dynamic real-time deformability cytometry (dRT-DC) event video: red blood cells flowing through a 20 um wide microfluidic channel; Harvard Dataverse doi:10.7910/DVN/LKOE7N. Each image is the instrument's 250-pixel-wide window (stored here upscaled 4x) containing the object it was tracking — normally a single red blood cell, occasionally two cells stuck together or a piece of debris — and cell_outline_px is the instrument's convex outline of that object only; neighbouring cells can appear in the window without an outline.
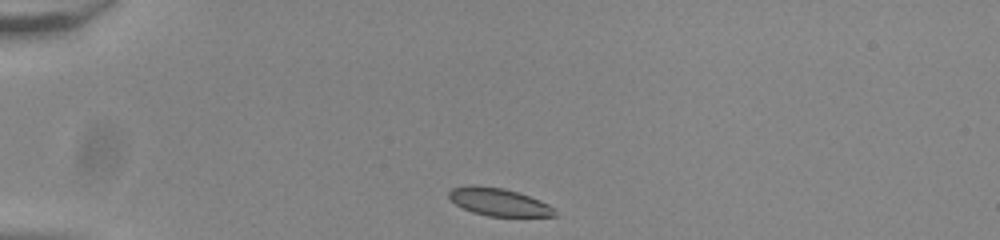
{"species": "common noctule bat (a hibernating species)", "species_latin": "Nyctalus noctula", "temperature_condition": "room temperature", "stored_images_in_passage": 36, "camera_frame_rate_fps": 3000, "um_per_image_px": 0.085, "animal": {"sex": "male", "body_mass_g": 20.0, "forearm_length_mm": 53.3}, "frame": {"image": 1, "passage_image": 1, "time_ms": 0.0, "image_size_px": [1000, 240], "cell_outline_px": [[556, 216], [488, 216], [472, 212], [456, 204], [448, 196], [448, 192], [452, 188], [472, 184], [504, 188], [540, 200], [548, 204], [556, 212]], "centroid_in_image_um": [42.37, 17.16], "position_along_channel_um": 42.6, "area_um2": 16.94}}
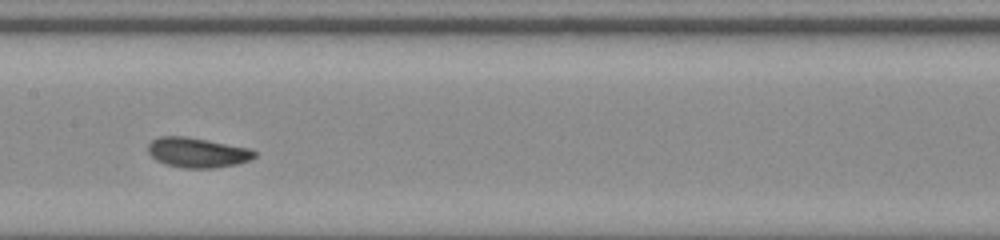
{"frame": {"image": 2, "passage_image": 16, "time_ms": 5.0, "image_size_px": [1000, 240], "cell_outline_px": [[256, 156], [252, 160], [236, 164], [216, 168], [184, 168], [164, 164], [156, 160], [148, 152], [148, 144], [152, 140], [160, 136], [184, 136], [208, 140], [252, 148], [256, 152]], "centroid_in_image_um": [16.81, 12.97], "position_along_channel_um": 190.6, "area_um2": 18.79}}
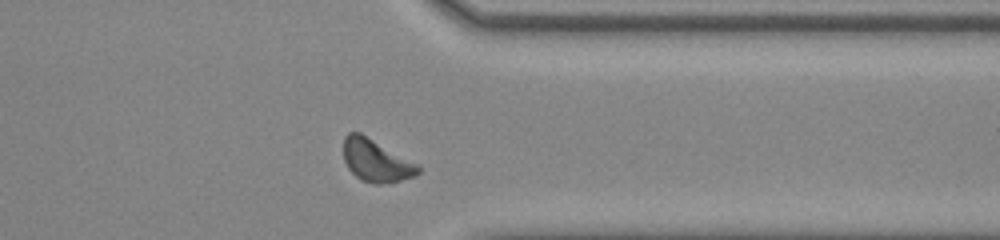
{"frame": {"image": 3, "passage_image": 31, "time_ms": 10.0, "image_size_px": [1000, 240], "cell_outline_px": [[424, 168], [416, 176], [400, 180], [380, 184], [372, 184], [360, 180], [348, 168], [344, 160], [344, 136], [348, 132], [360, 132], [420, 164]], "centroid_in_image_um": [32.01, 13.65], "position_along_channel_um": 379.4, "area_um2": 18.79}, "authors_computed_cell_mechanics": {"area_um2": 18.1781, "velocity_mm_per_s": 3.8201, "shape_relaxation_time_tau1_ms": 2.8699, "shape_relaxation_time_tau2_ms": 10.8931, "deformation_change_tau1": 0.0769, "deformation_change_tau2": 0.1338}}